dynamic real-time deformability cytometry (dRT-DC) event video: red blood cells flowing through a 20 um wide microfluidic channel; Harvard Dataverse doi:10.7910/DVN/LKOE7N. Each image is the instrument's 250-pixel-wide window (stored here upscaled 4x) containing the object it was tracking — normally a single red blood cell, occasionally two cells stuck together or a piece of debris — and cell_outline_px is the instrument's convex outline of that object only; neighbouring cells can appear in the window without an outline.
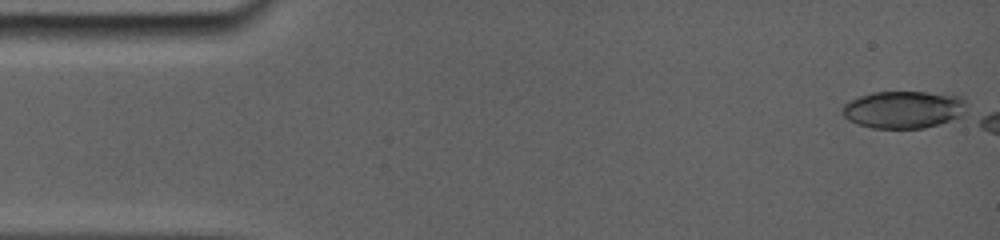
{"species": "common noctule bat (a hibernating species)", "species_latin": "Nyctalus noctula", "temperature_condition": "room temperature", "stored_images_in_passage": 6, "camera_frame_rate_fps": 5000, "um_per_image_px": 0.085, "animal": {"sex": "female", "body_mass_g": 19.0, "forearm_length_mm": 56.7}, "frame": {"image": 1, "passage_image": 1, "time_ms": 0.0, "image_size_px": [1000, 240], "cell_outline_px": [[964, 104], [956, 116], [948, 120], [936, 124], [920, 128], [876, 128], [860, 124], [844, 116], [844, 104], [860, 96], [872, 92], [944, 92], [956, 96], [964, 100]], "centroid_in_image_um": [76.75, 9.28], "position_along_channel_um": 8.2, "area_um2": 26.07}}